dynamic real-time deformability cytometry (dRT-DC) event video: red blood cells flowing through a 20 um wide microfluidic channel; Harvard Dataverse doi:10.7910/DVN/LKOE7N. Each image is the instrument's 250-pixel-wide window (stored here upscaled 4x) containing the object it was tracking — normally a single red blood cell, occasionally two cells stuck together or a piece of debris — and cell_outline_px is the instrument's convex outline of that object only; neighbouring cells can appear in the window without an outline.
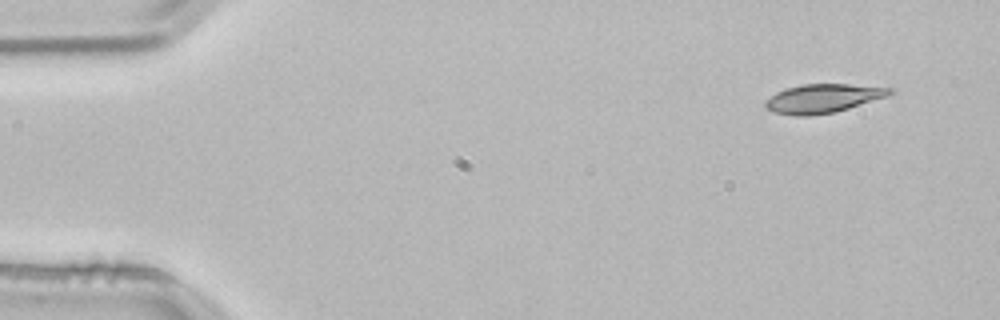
{"species": "common noctule bat (a hibernating species)", "species_latin": "Nyctalus noctula", "temperature_condition": "room temperature", "stored_images_in_passage": 3, "camera_frame_rate_fps": 3000, "um_per_image_px": 0.085, "animal": {"sex": "male", "body_mass_g": 21.5, "forearm_length_mm": 52.0}, "frame": {"image": 1, "passage_image": 1, "time_ms": 0.0, "image_size_px": [1000, 320], "cell_outline_px": [[892, 92], [888, 96], [836, 112], [808, 116], [796, 116], [772, 112], [764, 104], [764, 100], [776, 92], [800, 84], [848, 84], [892, 88]], "centroid_in_image_um": [69.92, 8.37], "position_along_channel_um": 15.1, "area_um2": 20.87}}
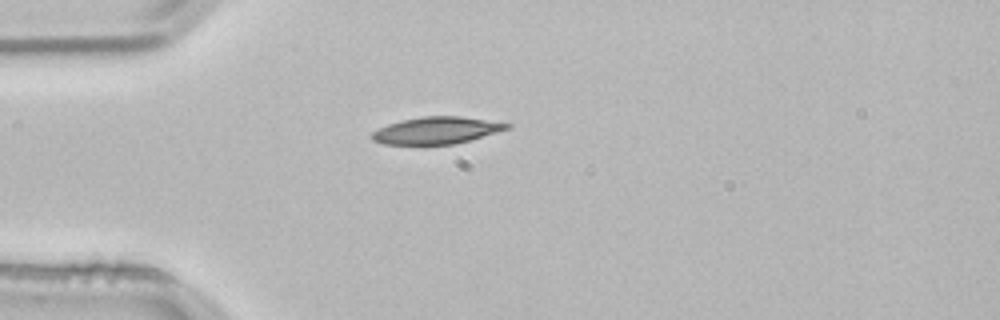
{"frame": {"image": 2, "passage_image": 3, "time_ms": 0.667, "image_size_px": [1000, 320], "cell_outline_px": [[512, 128], [456, 144], [424, 148], [384, 144], [372, 140], [368, 136], [372, 132], [388, 124], [420, 116], [460, 116], [512, 124]], "centroid_in_image_um": [37.05, 11.14], "position_along_channel_um": 48.0, "area_um2": 22.25}}